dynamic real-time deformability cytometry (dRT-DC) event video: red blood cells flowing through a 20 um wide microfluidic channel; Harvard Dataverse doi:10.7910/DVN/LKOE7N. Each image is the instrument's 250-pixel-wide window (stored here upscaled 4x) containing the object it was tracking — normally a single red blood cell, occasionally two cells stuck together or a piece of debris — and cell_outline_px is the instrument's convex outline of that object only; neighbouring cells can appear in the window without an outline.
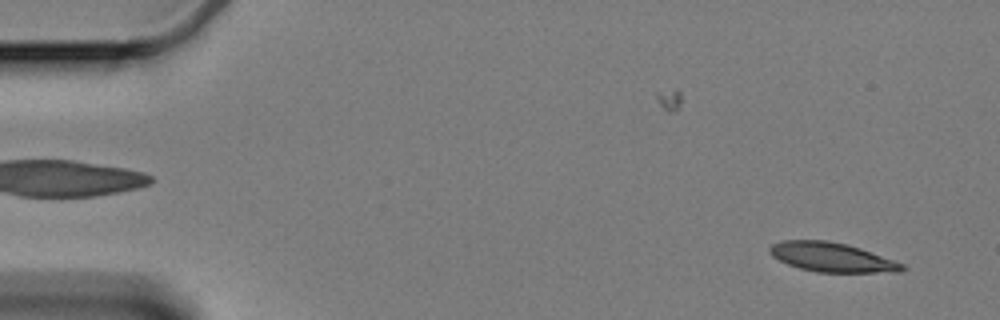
{"species": "Egyptian fruit bat (a non-hibernating species)", "species_latin": "Rousettus aegyptiacus", "temperature_condition": "cold", "stored_images_in_passage": 60, "camera_frame_rate_fps": 3000, "um_per_image_px": 0.085, "animal": {"sex": "female"}, "frame": {"image": 1, "passage_image": 3, "time_ms": 0.667, "image_size_px": [1000, 320], "cell_outline_px": [[908, 268], [904, 272], [816, 272], [800, 268], [788, 264], [772, 256], [768, 252], [768, 248], [772, 244], [780, 240], [828, 240], [848, 244], [896, 260], [904, 264]], "centroid_in_image_um": [70.74, 21.86], "position_along_channel_um": 14.3, "area_um2": 22.89}}
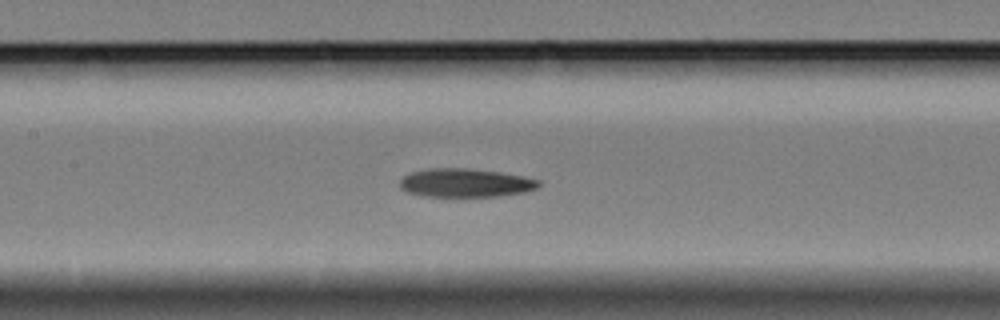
{"frame": {"image": 2, "passage_image": 27, "time_ms": 8.667, "image_size_px": [1000, 320], "cell_outline_px": [[540, 184], [536, 188], [524, 192], [500, 196], [424, 196], [408, 192], [400, 188], [400, 180], [408, 172], [428, 168], [468, 168], [500, 172], [524, 176], [540, 180]], "centroid_in_image_um": [39.54, 15.53], "position_along_channel_um": 167.9, "area_um2": 23.18}}
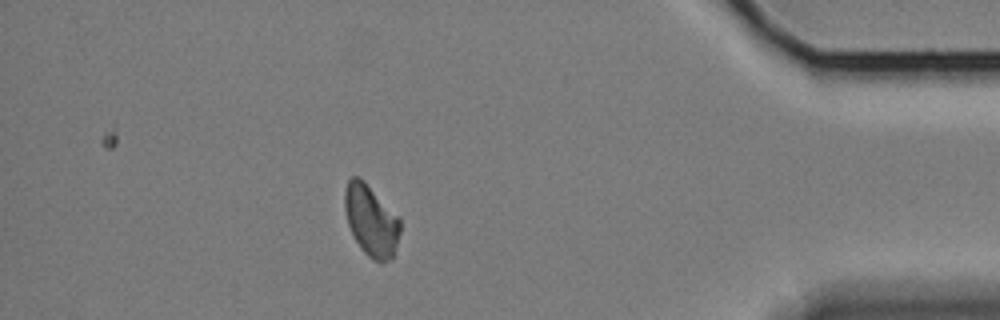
{"frame": {"image": 3, "passage_image": 52, "time_ms": 17.0, "image_size_px": [1000, 320], "cell_outline_px": [[400, 232], [392, 260], [372, 260], [360, 248], [348, 224], [344, 208], [344, 192], [348, 180], [352, 176], [360, 176], [400, 216]], "centroid_in_image_um": [31.55, 18.7], "position_along_channel_um": 403.7, "area_um2": 23.18}, "authors_computed_cell_mechanics": {"area_um2": 23.409, "velocity_mm_per_s": 3.325, "shape_relaxation_time_tau1_ms": 4.3166, "shape_relaxation_time_tau2_ms": null, "deformation_change_tau1": 0.137, "deformation_change_tau2": null}}